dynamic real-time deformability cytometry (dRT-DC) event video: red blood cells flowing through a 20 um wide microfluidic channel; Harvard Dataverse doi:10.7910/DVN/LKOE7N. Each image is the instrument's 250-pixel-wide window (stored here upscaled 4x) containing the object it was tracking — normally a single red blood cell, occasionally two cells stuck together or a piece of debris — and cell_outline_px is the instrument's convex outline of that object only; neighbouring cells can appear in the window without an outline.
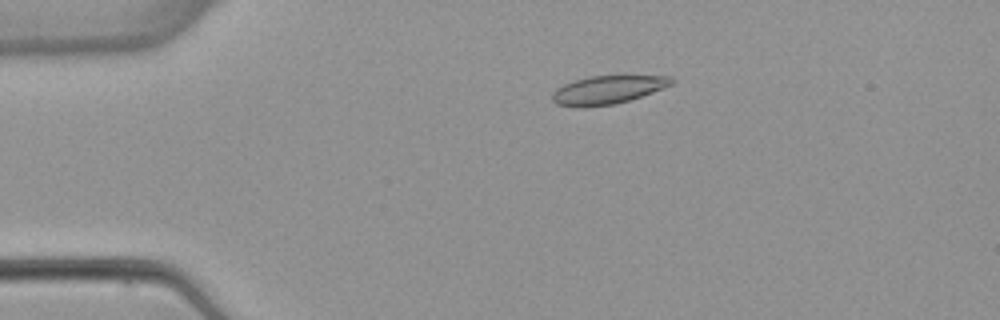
{"species": "common noctule bat (a hibernating species)", "species_latin": "Nyctalus noctula", "temperature_condition": "warm", "stored_images_in_passage": 4, "camera_frame_rate_fps": 3000, "um_per_image_px": 0.085, "animal": {"sex": "female", "body_mass_g": 22.7, "forearm_length_mm": 54.2}, "frame": {"image": 1, "passage_image": 3, "time_ms": 2.333, "image_size_px": [1000, 320], "cell_outline_px": [[676, 80], [672, 84], [652, 92], [616, 104], [584, 108], [580, 108], [556, 104], [552, 100], [552, 92], [556, 88], [564, 84], [588, 76], [672, 76]], "centroid_in_image_um": [51.61, 7.65], "position_along_channel_um": 33.4, "area_um2": 19.71}}